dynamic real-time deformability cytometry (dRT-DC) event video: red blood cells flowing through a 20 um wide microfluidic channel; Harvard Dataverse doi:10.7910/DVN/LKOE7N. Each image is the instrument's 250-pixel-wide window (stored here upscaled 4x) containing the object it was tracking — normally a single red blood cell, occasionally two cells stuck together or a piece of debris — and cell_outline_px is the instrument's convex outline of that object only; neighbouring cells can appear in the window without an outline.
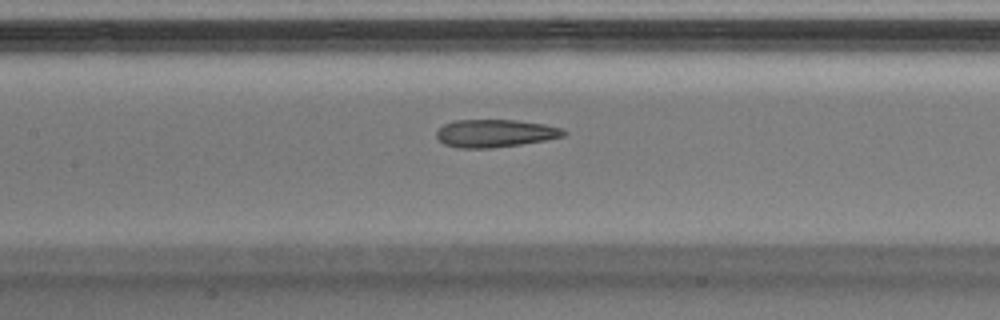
{"species": "Egyptian fruit bat (a non-hibernating species)", "species_latin": "Rousettus aegyptiacus", "temperature_condition": "warm", "stored_images_in_passage": 45, "camera_frame_rate_fps": 3000, "um_per_image_px": 0.085, "animal": {"sex": "male"}, "frame": {"image": 1, "passage_image": 23, "time_ms": 7.333, "image_size_px": [1000, 320], "cell_outline_px": [[568, 132], [564, 136], [544, 140], [520, 144], [488, 148], [460, 148], [444, 144], [436, 136], [436, 132], [444, 124], [456, 120], [516, 120], [544, 124], [564, 128]], "centroid_in_image_um": [42.1, 11.32], "position_along_channel_um": 165.3, "area_um2": 20.46}}
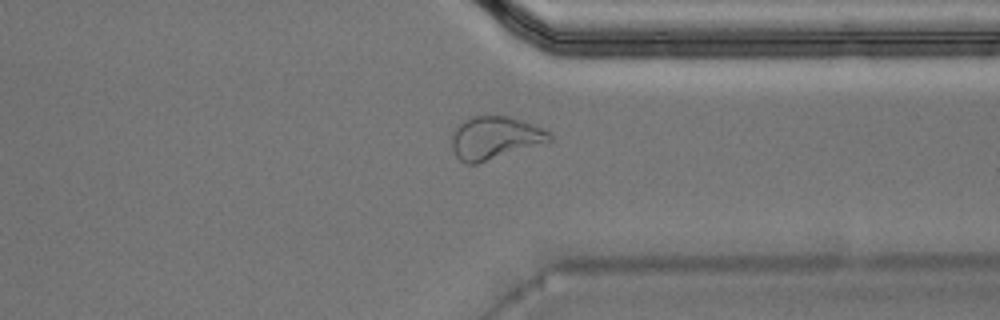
{"frame": {"image": 2, "passage_image": 38, "time_ms": 12.333, "image_size_px": [1000, 320], "cell_outline_px": [[552, 140], [476, 164], [464, 164], [456, 156], [452, 148], [452, 136], [456, 124], [472, 116], [512, 116], [552, 132]], "centroid_in_image_um": [42.03, 11.7], "position_along_channel_um": 369.4, "area_um2": 24.33}}
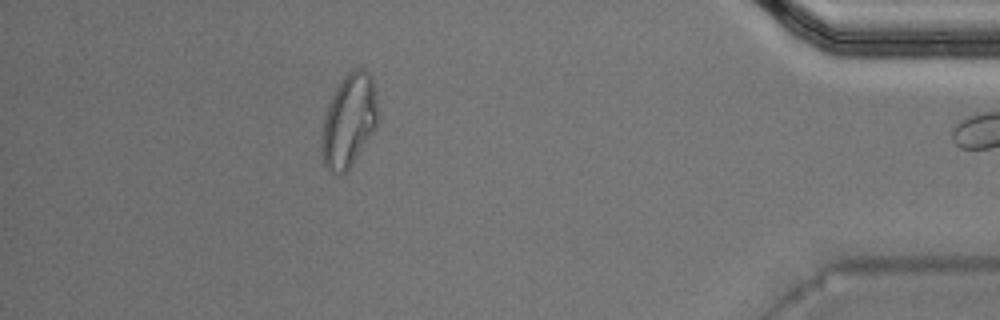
{"frame": {"image": 3, "passage_image": 44, "time_ms": 14.333, "image_size_px": [1000, 320], "cell_outline_px": [[380, 120], [376, 128], [348, 168], [344, 172], [332, 172], [324, 164], [320, 152], [320, 140], [324, 120], [328, 104], [336, 88], [344, 76], [352, 68], [364, 68], [372, 76]], "centroid_in_image_um": [29.67, 10.21], "position_along_channel_um": 405.5, "area_um2": 30.46}}